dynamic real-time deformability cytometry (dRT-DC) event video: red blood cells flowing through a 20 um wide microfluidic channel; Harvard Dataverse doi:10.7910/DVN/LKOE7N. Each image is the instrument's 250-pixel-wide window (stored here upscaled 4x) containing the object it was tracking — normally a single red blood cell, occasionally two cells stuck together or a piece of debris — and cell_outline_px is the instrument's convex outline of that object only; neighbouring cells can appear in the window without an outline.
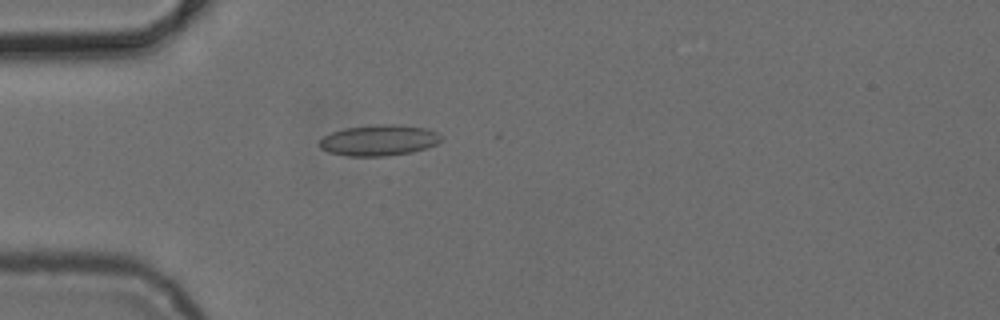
{"species": "common noctule bat (a hibernating species)", "species_latin": "Nyctalus noctula", "temperature_condition": "cold", "stored_images_in_passage": 3, "camera_frame_rate_fps": 3000, "um_per_image_px": 0.085, "animal": {"sex": "female", "body_mass_g": 24.6, "forearm_length_mm": 56.2}, "frame": {"image": 1, "passage_image": 3, "time_ms": 3.0, "image_size_px": [1000, 320], "cell_outline_px": [[440, 140], [436, 144], [412, 152], [384, 156], [348, 156], [328, 152], [320, 148], [320, 140], [324, 136], [332, 132], [344, 128], [376, 124], [392, 124], [424, 128], [436, 132], [440, 136]], "centroid_in_image_um": [32.16, 11.92], "position_along_channel_um": 52.8, "area_um2": 21.68}}